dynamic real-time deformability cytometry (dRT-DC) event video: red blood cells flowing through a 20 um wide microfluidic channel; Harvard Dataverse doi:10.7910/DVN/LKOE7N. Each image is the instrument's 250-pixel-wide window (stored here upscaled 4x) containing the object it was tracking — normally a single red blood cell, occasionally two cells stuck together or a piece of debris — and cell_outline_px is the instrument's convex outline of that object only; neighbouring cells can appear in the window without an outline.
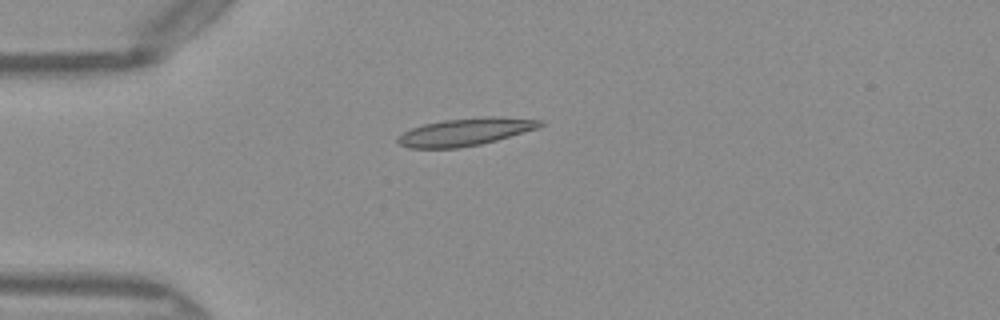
{"species": "Egyptian fruit bat (a non-hibernating species)", "species_latin": "Rousettus aegyptiacus", "temperature_condition": "warm", "stored_images_in_passage": 38, "camera_frame_rate_fps": 3000, "um_per_image_px": 0.085, "frame": {"image": 1, "passage_image": 1, "time_ms": 0.0, "image_size_px": [1000, 320], "cell_outline_px": [[544, 124], [540, 128], [496, 140], [480, 144], [456, 148], [408, 148], [400, 144], [396, 140], [404, 132], [412, 128], [424, 124], [444, 120], [484, 116], [492, 116], [544, 120]], "centroid_in_image_um": [39.6, 11.2], "position_along_channel_um": 45.4, "area_um2": 22.77}}
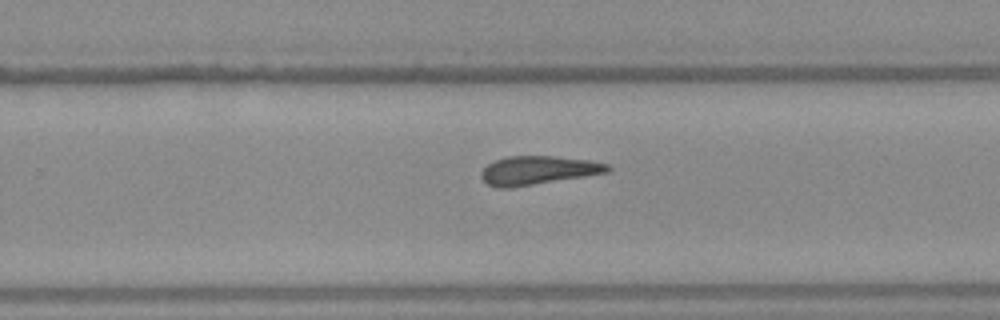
{"frame": {"image": 2, "passage_image": 20, "time_ms": 6.333, "image_size_px": [1000, 320], "cell_outline_px": [[612, 168], [608, 172], [512, 188], [500, 188], [488, 184], [480, 176], [480, 172], [488, 164], [496, 160], [508, 156], [552, 156], [588, 160], [608, 164]], "centroid_in_image_um": [45.71, 14.48], "position_along_channel_um": 284.1, "area_um2": 20.92}}
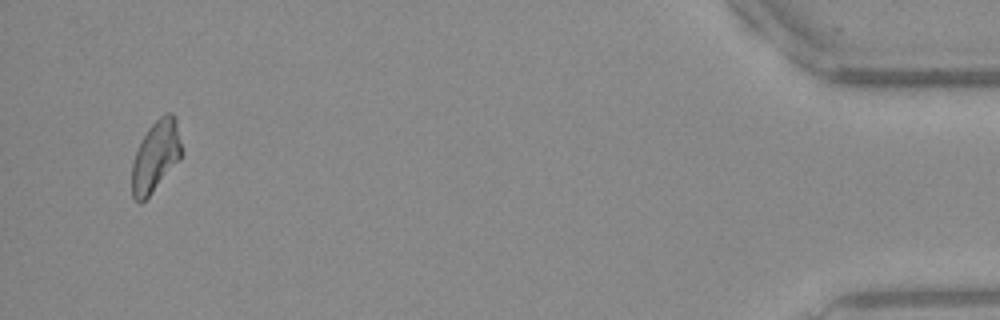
{"frame": {"image": 3, "passage_image": 36, "time_ms": 11.667, "image_size_px": [1000, 320], "cell_outline_px": [[180, 160], [148, 196], [140, 204], [132, 196], [132, 160], [148, 128], [164, 112], [172, 112], [176, 116], [180, 140]], "centroid_in_image_um": [13.23, 13.25], "position_along_channel_um": 422.0, "area_um2": 20.29}, "authors_computed_cell_mechanics": {"area_um2": 21.0103, "velocity_mm_per_s": 4.0666, "shape_relaxation_time_tau1_ms": null, "shape_relaxation_time_tau2_ms": 6.538, "deformation_change_tau1": null, "deformation_change_tau2": 0.1908}}